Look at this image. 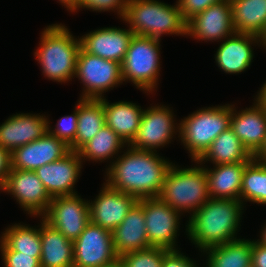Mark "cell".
Returning a JSON list of instances; mask_svg holds the SVG:
<instances>
[{"label": "cell", "mask_w": 266, "mask_h": 267, "mask_svg": "<svg viewBox=\"0 0 266 267\" xmlns=\"http://www.w3.org/2000/svg\"><path fill=\"white\" fill-rule=\"evenodd\" d=\"M266 204V162L254 158L245 166L242 175L240 200Z\"/></svg>", "instance_id": "obj_32"}, {"label": "cell", "mask_w": 266, "mask_h": 267, "mask_svg": "<svg viewBox=\"0 0 266 267\" xmlns=\"http://www.w3.org/2000/svg\"><path fill=\"white\" fill-rule=\"evenodd\" d=\"M235 33L231 1L223 0L209 6L187 21L186 35L201 41H216Z\"/></svg>", "instance_id": "obj_14"}, {"label": "cell", "mask_w": 266, "mask_h": 267, "mask_svg": "<svg viewBox=\"0 0 266 267\" xmlns=\"http://www.w3.org/2000/svg\"><path fill=\"white\" fill-rule=\"evenodd\" d=\"M78 104L72 115L64 116L58 120L55 130H51L48 121V132L70 146L77 134Z\"/></svg>", "instance_id": "obj_34"}, {"label": "cell", "mask_w": 266, "mask_h": 267, "mask_svg": "<svg viewBox=\"0 0 266 267\" xmlns=\"http://www.w3.org/2000/svg\"><path fill=\"white\" fill-rule=\"evenodd\" d=\"M253 267H266V245L258 241H252V262Z\"/></svg>", "instance_id": "obj_39"}, {"label": "cell", "mask_w": 266, "mask_h": 267, "mask_svg": "<svg viewBox=\"0 0 266 267\" xmlns=\"http://www.w3.org/2000/svg\"><path fill=\"white\" fill-rule=\"evenodd\" d=\"M143 203L146 233L151 247L176 250L180 213L160 197L139 199Z\"/></svg>", "instance_id": "obj_10"}, {"label": "cell", "mask_w": 266, "mask_h": 267, "mask_svg": "<svg viewBox=\"0 0 266 267\" xmlns=\"http://www.w3.org/2000/svg\"><path fill=\"white\" fill-rule=\"evenodd\" d=\"M73 267H107L119 260L112 232L89 222L73 242Z\"/></svg>", "instance_id": "obj_9"}, {"label": "cell", "mask_w": 266, "mask_h": 267, "mask_svg": "<svg viewBox=\"0 0 266 267\" xmlns=\"http://www.w3.org/2000/svg\"><path fill=\"white\" fill-rule=\"evenodd\" d=\"M144 109L132 102L109 103L104 98L105 123L127 144L135 137Z\"/></svg>", "instance_id": "obj_25"}, {"label": "cell", "mask_w": 266, "mask_h": 267, "mask_svg": "<svg viewBox=\"0 0 266 267\" xmlns=\"http://www.w3.org/2000/svg\"><path fill=\"white\" fill-rule=\"evenodd\" d=\"M253 156L243 146L240 139L229 127L221 132L206 152L197 160V164L211 161L215 165L228 163H249ZM199 162V163H198Z\"/></svg>", "instance_id": "obj_26"}, {"label": "cell", "mask_w": 266, "mask_h": 267, "mask_svg": "<svg viewBox=\"0 0 266 267\" xmlns=\"http://www.w3.org/2000/svg\"><path fill=\"white\" fill-rule=\"evenodd\" d=\"M128 0H79L77 7L72 11H76L80 8L91 9L92 11H110L115 10L123 19L126 11ZM115 9V10H114Z\"/></svg>", "instance_id": "obj_36"}, {"label": "cell", "mask_w": 266, "mask_h": 267, "mask_svg": "<svg viewBox=\"0 0 266 267\" xmlns=\"http://www.w3.org/2000/svg\"><path fill=\"white\" fill-rule=\"evenodd\" d=\"M167 251L165 248L150 247L123 254L119 261L123 267H162V260Z\"/></svg>", "instance_id": "obj_33"}, {"label": "cell", "mask_w": 266, "mask_h": 267, "mask_svg": "<svg viewBox=\"0 0 266 267\" xmlns=\"http://www.w3.org/2000/svg\"><path fill=\"white\" fill-rule=\"evenodd\" d=\"M232 105L202 108L185 117L179 123L181 142L190 152V157L197 161L211 143L223 131L230 127Z\"/></svg>", "instance_id": "obj_5"}, {"label": "cell", "mask_w": 266, "mask_h": 267, "mask_svg": "<svg viewBox=\"0 0 266 267\" xmlns=\"http://www.w3.org/2000/svg\"><path fill=\"white\" fill-rule=\"evenodd\" d=\"M67 10H70L71 12L77 7L79 0H59Z\"/></svg>", "instance_id": "obj_43"}, {"label": "cell", "mask_w": 266, "mask_h": 267, "mask_svg": "<svg viewBox=\"0 0 266 267\" xmlns=\"http://www.w3.org/2000/svg\"><path fill=\"white\" fill-rule=\"evenodd\" d=\"M160 39L134 35L121 63L123 81L145 93L154 91L160 71Z\"/></svg>", "instance_id": "obj_7"}, {"label": "cell", "mask_w": 266, "mask_h": 267, "mask_svg": "<svg viewBox=\"0 0 266 267\" xmlns=\"http://www.w3.org/2000/svg\"><path fill=\"white\" fill-rule=\"evenodd\" d=\"M248 163H228L205 168L210 198L240 200L242 175Z\"/></svg>", "instance_id": "obj_24"}, {"label": "cell", "mask_w": 266, "mask_h": 267, "mask_svg": "<svg viewBox=\"0 0 266 267\" xmlns=\"http://www.w3.org/2000/svg\"><path fill=\"white\" fill-rule=\"evenodd\" d=\"M113 247L118 257L123 254L150 248L143 214V203L130 209L122 223L112 231Z\"/></svg>", "instance_id": "obj_21"}, {"label": "cell", "mask_w": 266, "mask_h": 267, "mask_svg": "<svg viewBox=\"0 0 266 267\" xmlns=\"http://www.w3.org/2000/svg\"><path fill=\"white\" fill-rule=\"evenodd\" d=\"M159 197L174 210L194 213L208 199V178L204 167L177 168L167 172Z\"/></svg>", "instance_id": "obj_6"}, {"label": "cell", "mask_w": 266, "mask_h": 267, "mask_svg": "<svg viewBox=\"0 0 266 267\" xmlns=\"http://www.w3.org/2000/svg\"><path fill=\"white\" fill-rule=\"evenodd\" d=\"M4 185L5 192L33 216H42L52 200L35 171L11 168Z\"/></svg>", "instance_id": "obj_13"}, {"label": "cell", "mask_w": 266, "mask_h": 267, "mask_svg": "<svg viewBox=\"0 0 266 267\" xmlns=\"http://www.w3.org/2000/svg\"><path fill=\"white\" fill-rule=\"evenodd\" d=\"M243 207L241 200L208 199L189 218L186 225L189 239L201 252L238 239L236 231Z\"/></svg>", "instance_id": "obj_2"}, {"label": "cell", "mask_w": 266, "mask_h": 267, "mask_svg": "<svg viewBox=\"0 0 266 267\" xmlns=\"http://www.w3.org/2000/svg\"><path fill=\"white\" fill-rule=\"evenodd\" d=\"M173 112L166 106H151L143 111L140 126L133 140L128 144L134 149L154 151L171 143L176 133Z\"/></svg>", "instance_id": "obj_12"}, {"label": "cell", "mask_w": 266, "mask_h": 267, "mask_svg": "<svg viewBox=\"0 0 266 267\" xmlns=\"http://www.w3.org/2000/svg\"><path fill=\"white\" fill-rule=\"evenodd\" d=\"M189 257L179 250H168L163 257L162 267H197Z\"/></svg>", "instance_id": "obj_38"}, {"label": "cell", "mask_w": 266, "mask_h": 267, "mask_svg": "<svg viewBox=\"0 0 266 267\" xmlns=\"http://www.w3.org/2000/svg\"><path fill=\"white\" fill-rule=\"evenodd\" d=\"M125 145L127 143L120 136L109 126L104 125L77 153L83 160L104 161L118 154L119 150L125 147Z\"/></svg>", "instance_id": "obj_30"}, {"label": "cell", "mask_w": 266, "mask_h": 267, "mask_svg": "<svg viewBox=\"0 0 266 267\" xmlns=\"http://www.w3.org/2000/svg\"><path fill=\"white\" fill-rule=\"evenodd\" d=\"M0 249L5 267H41L40 260L38 258L13 251L9 249L1 240Z\"/></svg>", "instance_id": "obj_35"}, {"label": "cell", "mask_w": 266, "mask_h": 267, "mask_svg": "<svg viewBox=\"0 0 266 267\" xmlns=\"http://www.w3.org/2000/svg\"><path fill=\"white\" fill-rule=\"evenodd\" d=\"M0 189L3 190V192H5V185L0 183Z\"/></svg>", "instance_id": "obj_47"}, {"label": "cell", "mask_w": 266, "mask_h": 267, "mask_svg": "<svg viewBox=\"0 0 266 267\" xmlns=\"http://www.w3.org/2000/svg\"><path fill=\"white\" fill-rule=\"evenodd\" d=\"M75 77L84 84L81 98H103V93L123 83L121 64L100 58L80 49Z\"/></svg>", "instance_id": "obj_8"}, {"label": "cell", "mask_w": 266, "mask_h": 267, "mask_svg": "<svg viewBox=\"0 0 266 267\" xmlns=\"http://www.w3.org/2000/svg\"><path fill=\"white\" fill-rule=\"evenodd\" d=\"M261 38H262V46L266 48V33Z\"/></svg>", "instance_id": "obj_46"}, {"label": "cell", "mask_w": 266, "mask_h": 267, "mask_svg": "<svg viewBox=\"0 0 266 267\" xmlns=\"http://www.w3.org/2000/svg\"><path fill=\"white\" fill-rule=\"evenodd\" d=\"M123 20L134 35L156 39L164 33L186 35L187 22L178 3L173 6L156 0H128Z\"/></svg>", "instance_id": "obj_4"}, {"label": "cell", "mask_w": 266, "mask_h": 267, "mask_svg": "<svg viewBox=\"0 0 266 267\" xmlns=\"http://www.w3.org/2000/svg\"><path fill=\"white\" fill-rule=\"evenodd\" d=\"M256 99L266 107V82L263 84L262 88L260 89L259 93L257 94Z\"/></svg>", "instance_id": "obj_42"}, {"label": "cell", "mask_w": 266, "mask_h": 267, "mask_svg": "<svg viewBox=\"0 0 266 267\" xmlns=\"http://www.w3.org/2000/svg\"><path fill=\"white\" fill-rule=\"evenodd\" d=\"M11 169L10 153L0 147V183L5 184L8 173Z\"/></svg>", "instance_id": "obj_40"}, {"label": "cell", "mask_w": 266, "mask_h": 267, "mask_svg": "<svg viewBox=\"0 0 266 267\" xmlns=\"http://www.w3.org/2000/svg\"><path fill=\"white\" fill-rule=\"evenodd\" d=\"M69 152L70 148L64 141L47 132L37 140L16 148L10 154L11 168L34 171Z\"/></svg>", "instance_id": "obj_16"}, {"label": "cell", "mask_w": 266, "mask_h": 267, "mask_svg": "<svg viewBox=\"0 0 266 267\" xmlns=\"http://www.w3.org/2000/svg\"><path fill=\"white\" fill-rule=\"evenodd\" d=\"M94 201H89V222L109 231L122 223L130 209L138 202L134 196L104 183Z\"/></svg>", "instance_id": "obj_15"}, {"label": "cell", "mask_w": 266, "mask_h": 267, "mask_svg": "<svg viewBox=\"0 0 266 267\" xmlns=\"http://www.w3.org/2000/svg\"><path fill=\"white\" fill-rule=\"evenodd\" d=\"M127 151L107 168L106 183L139 199L159 197L173 163L154 151L128 146Z\"/></svg>", "instance_id": "obj_1"}, {"label": "cell", "mask_w": 266, "mask_h": 267, "mask_svg": "<svg viewBox=\"0 0 266 267\" xmlns=\"http://www.w3.org/2000/svg\"><path fill=\"white\" fill-rule=\"evenodd\" d=\"M261 233H262L260 236L261 239H258L257 241L263 245H266V225L264 226V229L262 230Z\"/></svg>", "instance_id": "obj_44"}, {"label": "cell", "mask_w": 266, "mask_h": 267, "mask_svg": "<svg viewBox=\"0 0 266 267\" xmlns=\"http://www.w3.org/2000/svg\"><path fill=\"white\" fill-rule=\"evenodd\" d=\"M253 107L237 112L232 105L230 128L248 152L254 156L266 138V109L256 99Z\"/></svg>", "instance_id": "obj_20"}, {"label": "cell", "mask_w": 266, "mask_h": 267, "mask_svg": "<svg viewBox=\"0 0 266 267\" xmlns=\"http://www.w3.org/2000/svg\"><path fill=\"white\" fill-rule=\"evenodd\" d=\"M221 1L223 0H178L176 3H178L183 19L187 22L194 15Z\"/></svg>", "instance_id": "obj_37"}, {"label": "cell", "mask_w": 266, "mask_h": 267, "mask_svg": "<svg viewBox=\"0 0 266 267\" xmlns=\"http://www.w3.org/2000/svg\"><path fill=\"white\" fill-rule=\"evenodd\" d=\"M40 39L34 54L43 74L60 83L70 81L75 76L81 49L79 37L74 39L65 25L52 24L44 29Z\"/></svg>", "instance_id": "obj_3"}, {"label": "cell", "mask_w": 266, "mask_h": 267, "mask_svg": "<svg viewBox=\"0 0 266 267\" xmlns=\"http://www.w3.org/2000/svg\"><path fill=\"white\" fill-rule=\"evenodd\" d=\"M104 125H106L104 97L101 99L80 98L78 103L77 134L75 141L69 146L70 151L77 152Z\"/></svg>", "instance_id": "obj_27"}, {"label": "cell", "mask_w": 266, "mask_h": 267, "mask_svg": "<svg viewBox=\"0 0 266 267\" xmlns=\"http://www.w3.org/2000/svg\"><path fill=\"white\" fill-rule=\"evenodd\" d=\"M107 267H123L122 264L120 263V261L118 260L116 263L110 265V266H107Z\"/></svg>", "instance_id": "obj_45"}, {"label": "cell", "mask_w": 266, "mask_h": 267, "mask_svg": "<svg viewBox=\"0 0 266 267\" xmlns=\"http://www.w3.org/2000/svg\"><path fill=\"white\" fill-rule=\"evenodd\" d=\"M41 267H73V242L41 219Z\"/></svg>", "instance_id": "obj_23"}, {"label": "cell", "mask_w": 266, "mask_h": 267, "mask_svg": "<svg viewBox=\"0 0 266 267\" xmlns=\"http://www.w3.org/2000/svg\"><path fill=\"white\" fill-rule=\"evenodd\" d=\"M206 267H248L252 262V241L236 239L204 251Z\"/></svg>", "instance_id": "obj_29"}, {"label": "cell", "mask_w": 266, "mask_h": 267, "mask_svg": "<svg viewBox=\"0 0 266 267\" xmlns=\"http://www.w3.org/2000/svg\"><path fill=\"white\" fill-rule=\"evenodd\" d=\"M232 21L236 33H266V0H230Z\"/></svg>", "instance_id": "obj_28"}, {"label": "cell", "mask_w": 266, "mask_h": 267, "mask_svg": "<svg viewBox=\"0 0 266 267\" xmlns=\"http://www.w3.org/2000/svg\"><path fill=\"white\" fill-rule=\"evenodd\" d=\"M255 160L266 162V138L260 150L253 156Z\"/></svg>", "instance_id": "obj_41"}, {"label": "cell", "mask_w": 266, "mask_h": 267, "mask_svg": "<svg viewBox=\"0 0 266 267\" xmlns=\"http://www.w3.org/2000/svg\"><path fill=\"white\" fill-rule=\"evenodd\" d=\"M48 132V119L44 115L19 113L0 125V147L10 154Z\"/></svg>", "instance_id": "obj_18"}, {"label": "cell", "mask_w": 266, "mask_h": 267, "mask_svg": "<svg viewBox=\"0 0 266 267\" xmlns=\"http://www.w3.org/2000/svg\"><path fill=\"white\" fill-rule=\"evenodd\" d=\"M226 39L215 54L218 67L229 74L245 71L251 65L254 56L251 45L258 42L262 45V38L254 34L235 32Z\"/></svg>", "instance_id": "obj_22"}, {"label": "cell", "mask_w": 266, "mask_h": 267, "mask_svg": "<svg viewBox=\"0 0 266 267\" xmlns=\"http://www.w3.org/2000/svg\"><path fill=\"white\" fill-rule=\"evenodd\" d=\"M133 36L130 29L105 27L91 31L79 39L85 52L121 64Z\"/></svg>", "instance_id": "obj_19"}, {"label": "cell", "mask_w": 266, "mask_h": 267, "mask_svg": "<svg viewBox=\"0 0 266 267\" xmlns=\"http://www.w3.org/2000/svg\"><path fill=\"white\" fill-rule=\"evenodd\" d=\"M82 162L77 152L70 151L63 158L34 171L52 198L72 196L77 194L73 186L80 176Z\"/></svg>", "instance_id": "obj_17"}, {"label": "cell", "mask_w": 266, "mask_h": 267, "mask_svg": "<svg viewBox=\"0 0 266 267\" xmlns=\"http://www.w3.org/2000/svg\"><path fill=\"white\" fill-rule=\"evenodd\" d=\"M0 239L13 251L41 259L40 228L14 224L4 231Z\"/></svg>", "instance_id": "obj_31"}, {"label": "cell", "mask_w": 266, "mask_h": 267, "mask_svg": "<svg viewBox=\"0 0 266 267\" xmlns=\"http://www.w3.org/2000/svg\"><path fill=\"white\" fill-rule=\"evenodd\" d=\"M80 197L78 194L53 197L47 211L41 216L72 242L89 223V202Z\"/></svg>", "instance_id": "obj_11"}]
</instances>
